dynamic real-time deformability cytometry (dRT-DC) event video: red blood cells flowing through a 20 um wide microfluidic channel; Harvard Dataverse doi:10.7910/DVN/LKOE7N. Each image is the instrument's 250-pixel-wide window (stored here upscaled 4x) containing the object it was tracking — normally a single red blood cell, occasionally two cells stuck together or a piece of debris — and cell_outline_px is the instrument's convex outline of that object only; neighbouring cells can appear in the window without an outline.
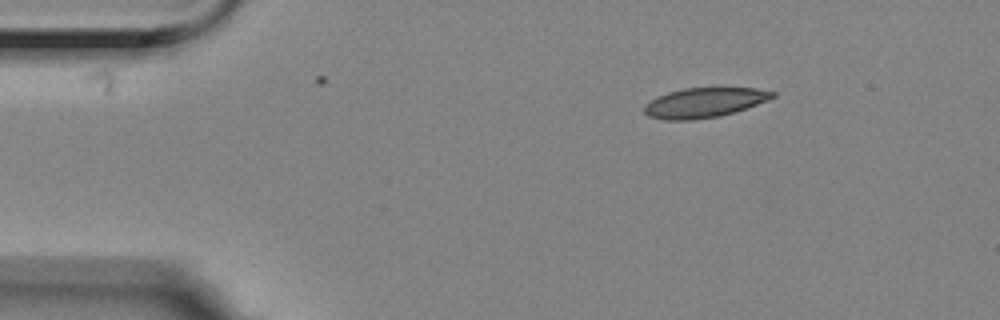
{"species": "Egyptian fruit bat (a non-hibernating species)", "species_latin": "Rousettus aegyptiacus", "temperature_condition": "room temperature", "stored_images_in_passage": 3, "camera_frame_rate_fps": 3000, "um_per_image_px": 0.085, "animal": {"sex": "female"}, "frame": {"image": 1, "passage_image": 1, "time_ms": 0.0, "image_size_px": [1000, 320], "cell_outline_px": [[776, 96], [768, 100], [720, 116], [692, 120], [664, 120], [648, 116], [644, 112], [644, 104], [656, 96], [668, 92], [684, 88], [756, 88], [776, 92]], "centroid_in_image_um": [59.82, 8.72], "position_along_channel_um": 25.2, "area_um2": 22.2}}